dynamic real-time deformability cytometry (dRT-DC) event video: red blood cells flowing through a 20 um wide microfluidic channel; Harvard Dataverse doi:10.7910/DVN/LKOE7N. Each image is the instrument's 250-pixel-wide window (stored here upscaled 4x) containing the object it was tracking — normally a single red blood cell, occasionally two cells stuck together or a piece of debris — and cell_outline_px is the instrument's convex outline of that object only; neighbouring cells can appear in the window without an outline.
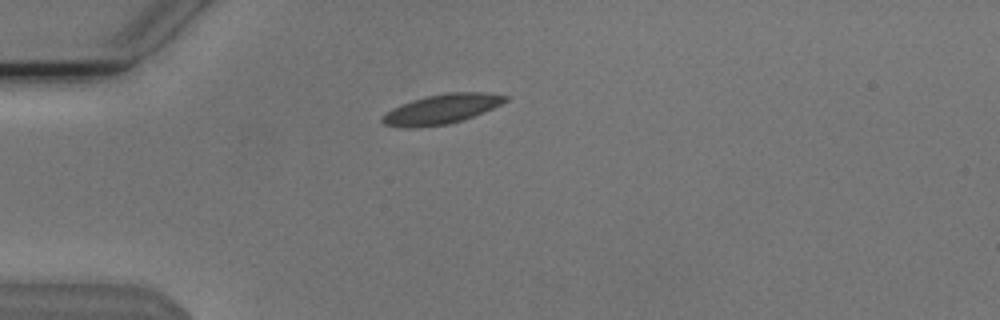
{"species": "Egyptian fruit bat (a non-hibernating species)", "species_latin": "Rousettus aegyptiacus", "temperature_condition": "cold", "stored_images_in_passage": 3, "camera_frame_rate_fps": 3000, "um_per_image_px": 0.085, "animal": {"sex": "male"}, "frame": {"image": 1, "passage_image": 2, "time_ms": 0.333, "image_size_px": [1000, 320], "cell_outline_px": [[508, 100], [492, 108], [472, 116], [448, 124], [416, 128], [404, 128], [384, 124], [380, 120], [392, 108], [412, 100], [428, 96], [448, 92], [484, 92], [508, 96]], "centroid_in_image_um": [37.52, 9.27], "position_along_channel_um": 47.5, "area_um2": 20.92}}